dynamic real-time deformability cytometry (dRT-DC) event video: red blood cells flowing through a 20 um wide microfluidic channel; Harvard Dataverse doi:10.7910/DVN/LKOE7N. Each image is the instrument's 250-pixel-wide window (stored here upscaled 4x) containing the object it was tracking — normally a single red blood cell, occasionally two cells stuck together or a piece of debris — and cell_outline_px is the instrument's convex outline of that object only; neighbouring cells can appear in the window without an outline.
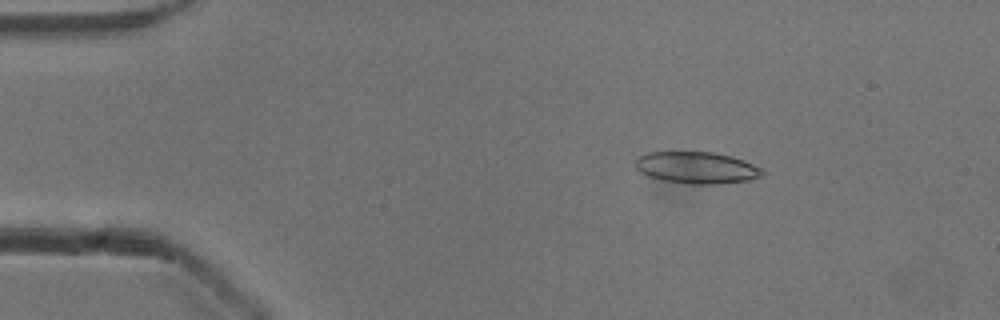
{"species": "common noctule bat (a hibernating species)", "species_latin": "Nyctalus noctula", "temperature_condition": "cold", "stored_images_in_passage": 52, "camera_frame_rate_fps": 3000, "um_per_image_px": 0.085, "animal": {"sex": "male", "body_mass_g": 13.3}, "frame": {"image": 1, "passage_image": 8, "time_ms": 2.333, "image_size_px": [1000, 320], "cell_outline_px": [[764, 172], [760, 176], [748, 180], [716, 184], [684, 184], [664, 180], [648, 176], [640, 172], [636, 168], [636, 156], [648, 152], [716, 152], [732, 156], [752, 164], [760, 168]], "centroid_in_image_um": [59.17, 14.25], "position_along_channel_um": 25.8, "area_um2": 23.47}}
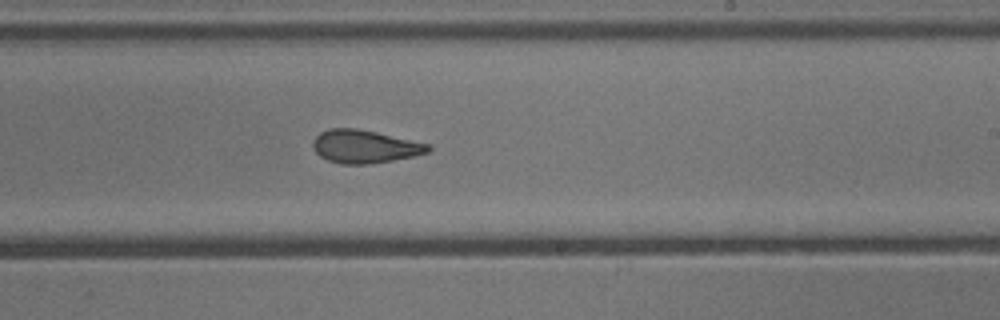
{"frame": {"image": 2, "passage_image": 31, "time_ms": 10.0, "image_size_px": [1000, 320], "cell_outline_px": [[432, 148], [428, 152], [416, 156], [368, 164], [340, 164], [328, 160], [320, 156], [316, 152], [312, 144], [312, 140], [320, 132], [328, 128], [356, 128], [376, 132], [432, 144]], "centroid_in_image_um": [31.01, 12.45], "position_along_channel_um": 258.0, "area_um2": 22.37}}
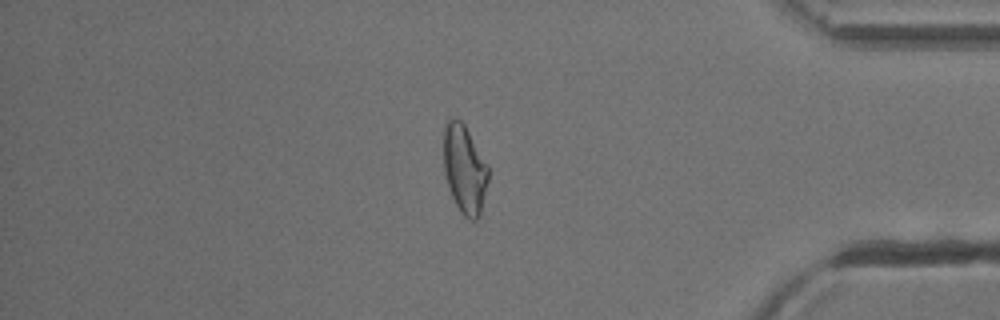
{"frame": {"image": 3, "passage_image": 44, "time_ms": 14.333, "image_size_px": [1000, 320], "cell_outline_px": [[488, 180], [480, 216], [476, 220], [468, 220], [460, 212], [448, 188], [444, 172], [444, 124], [452, 116], [456, 116], [464, 124], [488, 164]], "centroid_in_image_um": [39.48, 14.37], "position_along_channel_um": 395.7, "area_um2": 23.29}, "authors_computed_cell_mechanics": {"area_um2": 23.4668, "velocity_mm_per_s": 3.9071, "shape_relaxation_time_tau1_ms": null, "shape_relaxation_time_tau2_ms": 2.666, "deformation_change_tau1": null, "deformation_change_tau2": 0.1079}}